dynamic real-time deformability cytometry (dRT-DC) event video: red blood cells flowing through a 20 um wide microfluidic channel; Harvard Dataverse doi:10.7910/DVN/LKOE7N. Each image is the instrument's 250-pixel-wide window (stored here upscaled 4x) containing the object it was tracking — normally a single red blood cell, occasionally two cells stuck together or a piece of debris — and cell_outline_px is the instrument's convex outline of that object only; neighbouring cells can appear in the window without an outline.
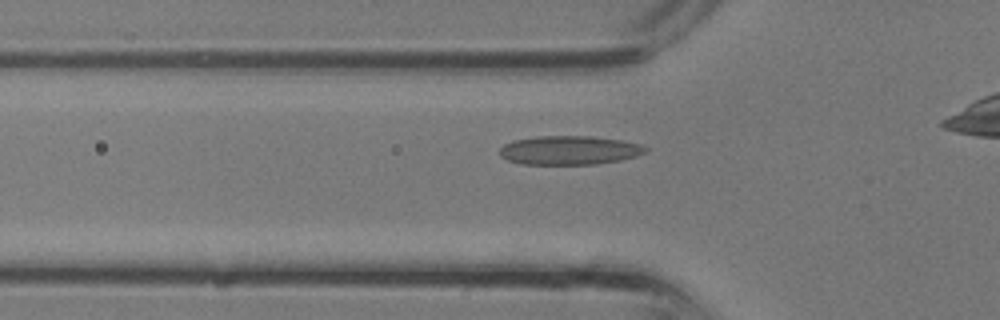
{"species": "common noctule bat (a hibernating species)", "species_latin": "Nyctalus noctula", "temperature_condition": "room temperature", "stored_images_in_passage": 22, "camera_frame_rate_fps": 3000, "um_per_image_px": 0.085, "animal": {"sex": "male", "body_mass_g": 13.3}, "frame": {"image": 1, "passage_image": 5, "time_ms": 1.333, "image_size_px": [1000, 320], "cell_outline_px": [[648, 148], [644, 152], [636, 156], [620, 160], [596, 164], [524, 164], [508, 160], [500, 156], [500, 148], [504, 144], [516, 140], [536, 136], [592, 136], [620, 140], [640, 144]], "centroid_in_image_um": [48.39, 12.77], "position_along_channel_um": 77.4, "area_um2": 24.39}}
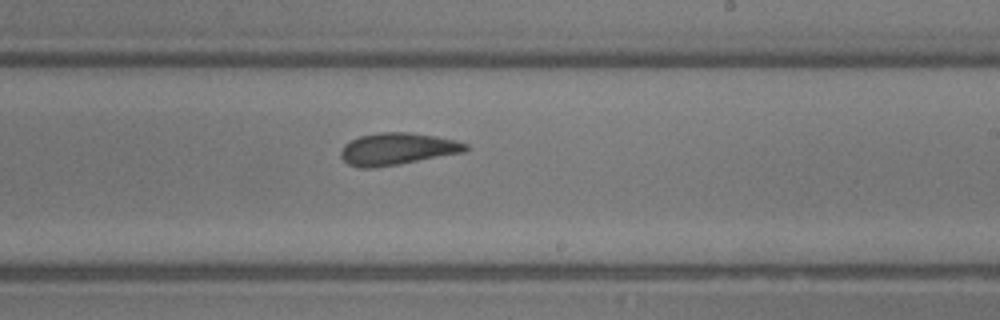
{"frame": {"image": 2, "passage_image": 14, "time_ms": 4.333, "image_size_px": [1000, 320], "cell_outline_px": [[468, 148], [464, 152], [396, 164], [372, 168], [360, 168], [348, 164], [340, 156], [340, 152], [344, 144], [360, 136], [380, 132], [408, 132], [432, 136], [452, 140], [468, 144]], "centroid_in_image_um": [33.71, 12.66], "position_along_channel_um": 255.3, "area_um2": 22.83}}
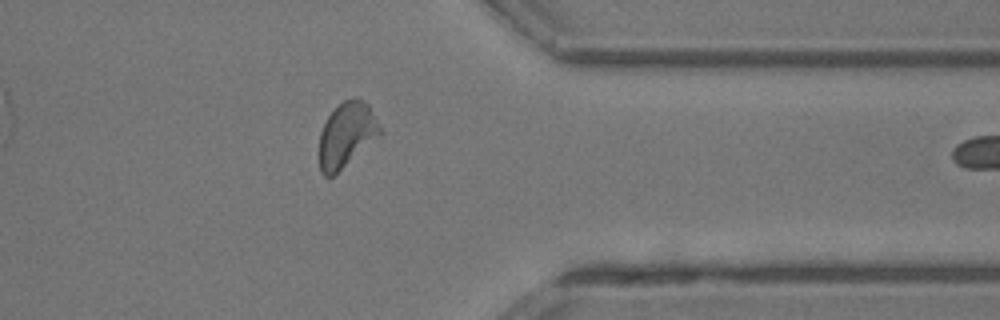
{"frame": {"image": 3, "passage_image": 21, "time_ms": 6.667, "image_size_px": [1000, 320], "cell_outline_px": [[384, 132], [380, 136], [332, 176], [324, 176], [320, 172], [320, 132], [328, 116], [344, 100], [356, 96], [368, 104]], "centroid_in_image_um": [29.49, 11.44], "position_along_channel_um": 381.9, "area_um2": 22.72}}